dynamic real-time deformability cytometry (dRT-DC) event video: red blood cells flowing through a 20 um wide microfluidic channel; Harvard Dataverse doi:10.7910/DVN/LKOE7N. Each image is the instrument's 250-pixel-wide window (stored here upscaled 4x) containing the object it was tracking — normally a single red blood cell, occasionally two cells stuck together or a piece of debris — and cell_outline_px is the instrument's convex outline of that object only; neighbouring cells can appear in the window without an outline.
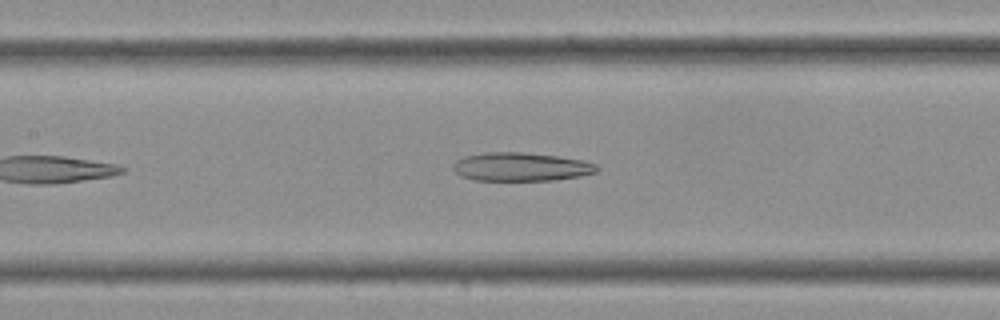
{"species": "Egyptian fruit bat (a non-hibernating species)", "species_latin": "Rousettus aegyptiacus", "temperature_condition": "cold", "stored_images_in_passage": 24, "camera_frame_rate_fps": 3000, "um_per_image_px": 0.085, "frame": {"image": 1, "passage_image": 8, "time_ms": 2.333, "image_size_px": [1000, 320], "cell_outline_px": [[600, 168], [596, 172], [580, 176], [552, 180], [472, 180], [460, 176], [452, 168], [452, 164], [456, 160], [464, 156], [484, 152], [524, 152], [560, 156], [584, 160], [596, 164]], "centroid_in_image_um": [44.27, 14.17], "position_along_channel_um": 163.1, "area_um2": 24.16}}
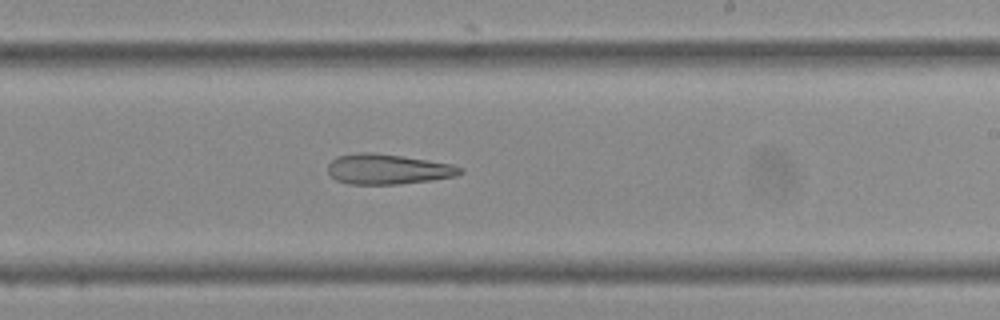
{"frame": {"image": 2, "passage_image": 13, "time_ms": 4.0, "image_size_px": [1000, 320], "cell_outline_px": [[464, 172], [456, 176], [432, 180], [396, 184], [348, 184], [336, 180], [328, 172], [328, 164], [336, 156], [356, 152], [372, 152], [428, 160], [452, 164], [464, 168]], "centroid_in_image_um": [32.97, 14.37], "position_along_channel_um": 256.0, "area_um2": 23.35}}
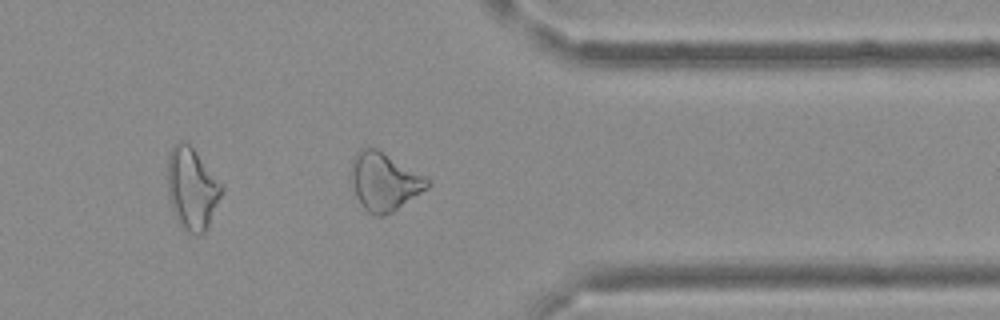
{"frame": {"image": 3, "passage_image": 20, "time_ms": 6.333, "image_size_px": [1000, 320], "cell_outline_px": [[432, 184], [428, 188], [392, 212], [384, 216], [376, 216], [368, 212], [360, 204], [356, 196], [352, 184], [352, 160], [356, 152], [360, 148], [376, 148], [432, 180]], "centroid_in_image_um": [32.68, 15.45], "position_along_channel_um": 378.7, "area_um2": 25.61}}